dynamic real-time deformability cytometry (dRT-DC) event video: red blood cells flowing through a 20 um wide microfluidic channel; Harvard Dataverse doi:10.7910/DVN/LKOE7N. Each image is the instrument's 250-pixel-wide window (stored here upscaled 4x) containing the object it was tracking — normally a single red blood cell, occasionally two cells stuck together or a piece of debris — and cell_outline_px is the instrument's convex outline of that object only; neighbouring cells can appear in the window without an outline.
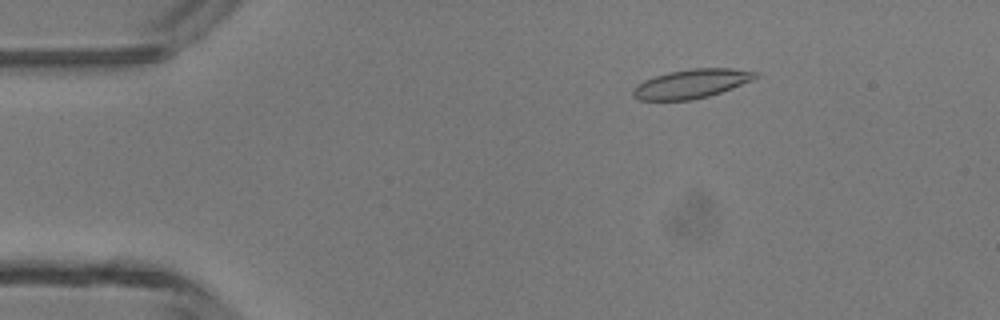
{"species": "common noctule bat (a hibernating species)", "species_latin": "Nyctalus noctula", "temperature_condition": "room temperature", "stored_images_in_passage": 7, "camera_frame_rate_fps": 3000, "um_per_image_px": 0.085, "animal": {"sex": "male", "body_mass_g": 13.3}, "frame": {"image": 1, "passage_image": 3, "time_ms": 2.333, "image_size_px": [1000, 320], "cell_outline_px": [[760, 76], [752, 80], [732, 88], [708, 96], [692, 100], [640, 100], [632, 96], [632, 88], [636, 84], [644, 80], [668, 72], [692, 68], [732, 68], [760, 72]], "centroid_in_image_um": [58.77, 7.11], "position_along_channel_um": 26.2, "area_um2": 20.81}}
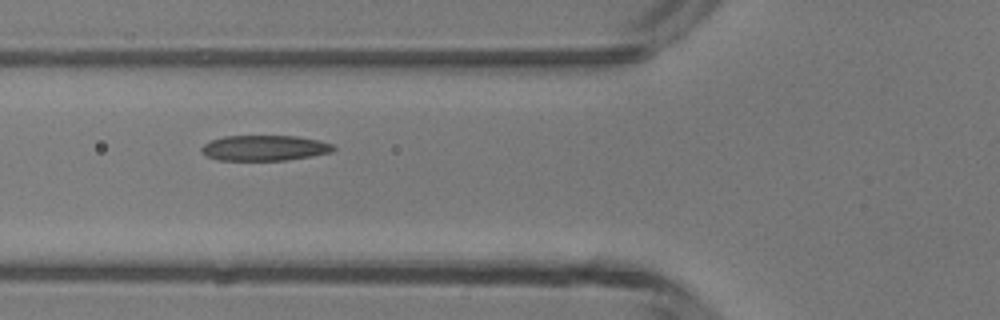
{"frame": {"image": 2, "passage_image": 6, "time_ms": 5.667, "image_size_px": [1000, 320], "cell_outline_px": [[336, 148], [332, 152], [312, 156], [284, 160], [220, 160], [208, 156], [200, 152], [200, 148], [204, 144], [212, 140], [224, 136], [296, 136], [320, 140], [332, 144]], "centroid_in_image_um": [22.5, 12.57], "position_along_channel_um": 103.3, "area_um2": 19.54}}
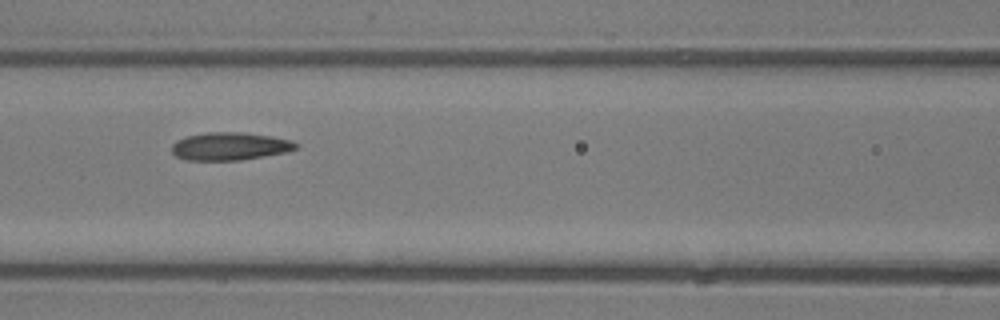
{"frame": {"image": 3, "passage_image": 7, "time_ms": 6.667, "image_size_px": [1000, 320], "cell_outline_px": [[300, 144], [296, 148], [284, 152], [240, 160], [188, 160], [176, 156], [172, 152], [172, 144], [176, 140], [184, 136], [208, 132], [244, 132], [272, 136], [292, 140]], "centroid_in_image_um": [19.52, 12.42], "position_along_channel_um": 147.1, "area_um2": 20.17}}